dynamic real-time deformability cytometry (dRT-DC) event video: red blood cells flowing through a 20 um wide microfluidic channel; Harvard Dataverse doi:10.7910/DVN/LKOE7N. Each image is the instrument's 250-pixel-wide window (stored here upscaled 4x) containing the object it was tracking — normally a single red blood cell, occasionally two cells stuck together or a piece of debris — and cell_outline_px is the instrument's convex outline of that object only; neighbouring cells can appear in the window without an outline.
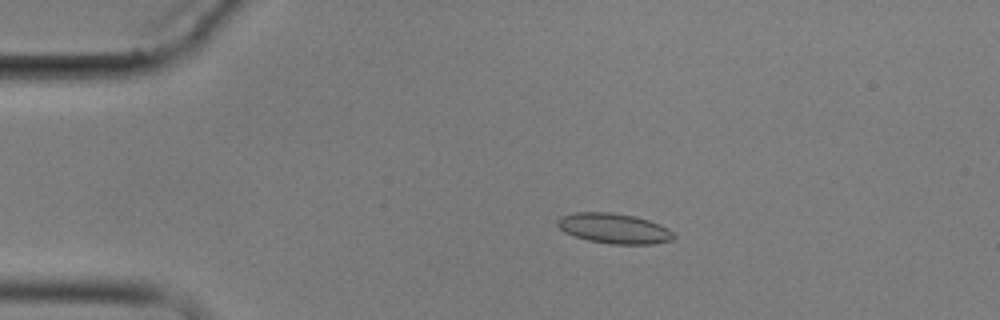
{"species": "common noctule bat (a hibernating species)", "species_latin": "Nyctalus noctula", "temperature_condition": "cold", "stored_images_in_passage": 6, "camera_frame_rate_fps": 3000, "um_per_image_px": 0.085, "animal": {"sex": "male", "body_mass_g": 17.9}, "frame": {"image": 1, "passage_image": 3, "time_ms": 2.333, "image_size_px": [1000, 320], "cell_outline_px": [[676, 236], [672, 240], [652, 244], [612, 244], [588, 240], [564, 232], [556, 224], [556, 220], [560, 216], [576, 212], [612, 212], [636, 216], [660, 224], [668, 228]], "centroid_in_image_um": [52.19, 19.4], "position_along_channel_um": 32.8, "area_um2": 20.52}}
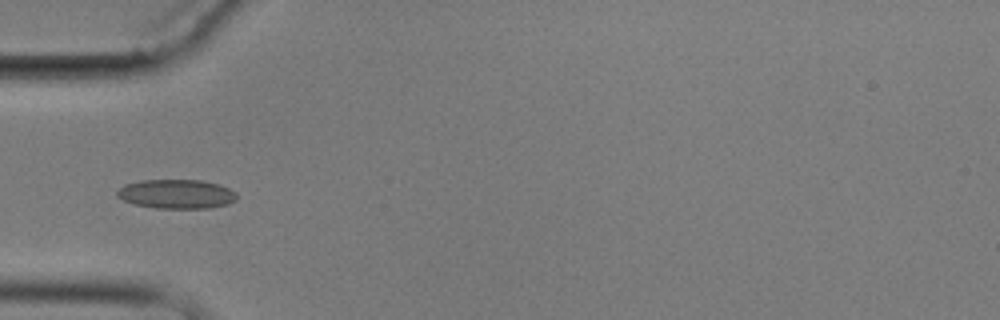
{"frame": {"image": 2, "passage_image": 5, "time_ms": 4.667, "image_size_px": [1000, 320], "cell_outline_px": [[236, 200], [228, 204], [208, 208], [156, 208], [136, 204], [124, 200], [116, 196], [116, 192], [124, 184], [144, 180], [200, 180], [220, 184], [236, 192]], "centroid_in_image_um": [15.01, 16.48], "position_along_channel_um": 70.0, "area_um2": 20.29}}
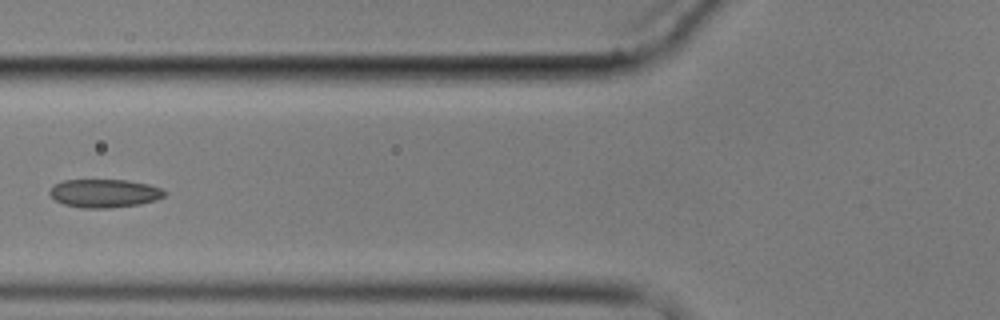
{"frame": {"image": 3, "passage_image": 6, "time_ms": 6.0, "image_size_px": [1000, 320], "cell_outline_px": [[168, 192], [164, 196], [156, 200], [140, 204], [108, 208], [84, 208], [64, 204], [56, 200], [48, 192], [48, 188], [52, 184], [64, 180], [128, 180], [148, 184], [160, 188]], "centroid_in_image_um": [8.86, 16.42], "position_along_channel_um": 116.9, "area_um2": 19.07}}